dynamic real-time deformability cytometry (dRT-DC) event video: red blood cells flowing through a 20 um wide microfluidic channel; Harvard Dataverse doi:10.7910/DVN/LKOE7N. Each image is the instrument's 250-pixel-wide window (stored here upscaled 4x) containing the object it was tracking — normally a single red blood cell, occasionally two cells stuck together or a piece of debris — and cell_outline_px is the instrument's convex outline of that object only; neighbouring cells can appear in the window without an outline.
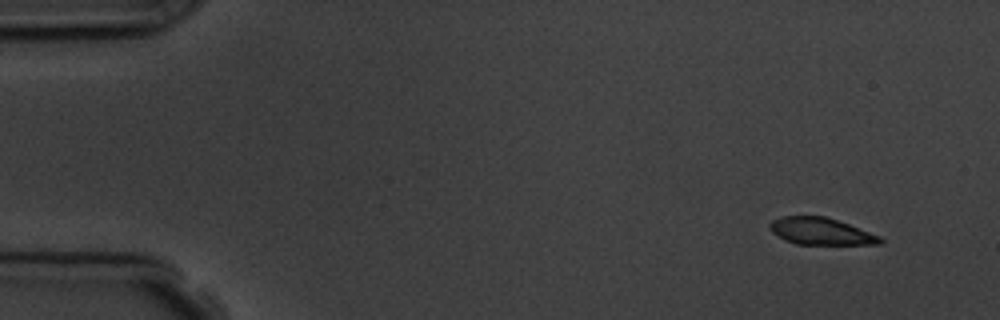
{"species": "common noctule bat (a hibernating species)", "species_latin": "Nyctalus noctula", "temperature_condition": "room temperature", "stored_images_in_passage": 6, "camera_frame_rate_fps": 3000, "um_per_image_px": 0.085, "animal": {"sex": "male", "body_mass_g": 19.5, "forearm_length_mm": 54.6}, "frame": {"image": 1, "passage_image": 1, "time_ms": 0.0, "image_size_px": [1000, 320], "cell_outline_px": [[884, 240], [880, 244], [796, 244], [784, 240], [772, 232], [768, 228], [768, 224], [772, 220], [784, 216], [824, 216], [848, 224], [880, 236]], "centroid_in_image_um": [69.73, 19.66], "position_along_channel_um": 15.3, "area_um2": 17.22}}
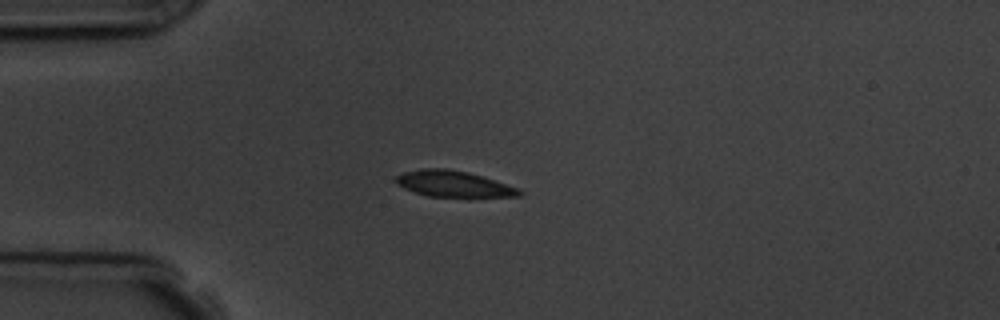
{"frame": {"image": 2, "passage_image": 4, "time_ms": 3.333, "image_size_px": [1000, 320], "cell_outline_px": [[524, 192], [520, 196], [468, 200], [428, 196], [412, 192], [396, 184], [396, 176], [404, 172], [424, 168], [448, 168], [468, 172], [484, 176], [520, 188]], "centroid_in_image_um": [38.66, 15.69], "position_along_channel_um": 46.3, "area_um2": 20.11}}
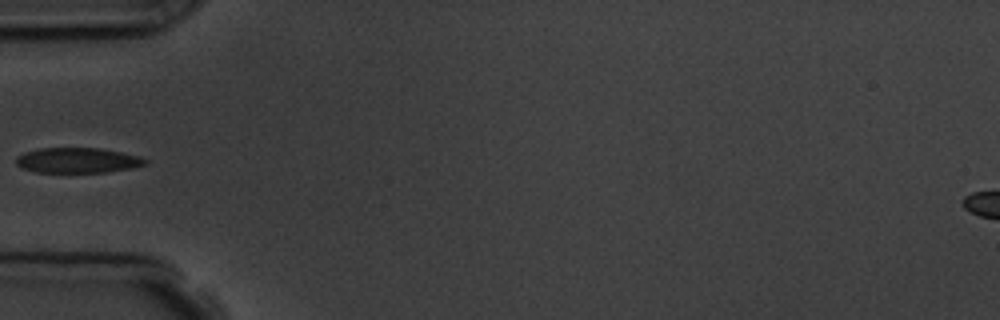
{"frame": {"image": 3, "passage_image": 5, "time_ms": 4.667, "image_size_px": [1000, 320], "cell_outline_px": [[148, 164], [132, 168], [108, 172], [36, 172], [24, 168], [16, 164], [16, 156], [24, 152], [40, 148], [100, 148], [140, 156], [148, 160]], "centroid_in_image_um": [6.62, 13.62], "position_along_channel_um": 78.4, "area_um2": 19.02}}